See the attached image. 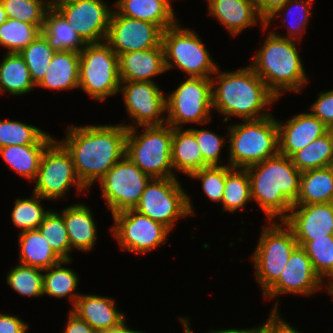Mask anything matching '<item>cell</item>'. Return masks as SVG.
Returning <instances> with one entry per match:
<instances>
[{
  "label": "cell",
  "mask_w": 333,
  "mask_h": 333,
  "mask_svg": "<svg viewBox=\"0 0 333 333\" xmlns=\"http://www.w3.org/2000/svg\"><path fill=\"white\" fill-rule=\"evenodd\" d=\"M329 132H330V134H331V136L333 138V127L329 128Z\"/></svg>",
  "instance_id": "cell-57"
},
{
  "label": "cell",
  "mask_w": 333,
  "mask_h": 333,
  "mask_svg": "<svg viewBox=\"0 0 333 333\" xmlns=\"http://www.w3.org/2000/svg\"><path fill=\"white\" fill-rule=\"evenodd\" d=\"M7 19H8V17H7V13H6V11L4 10L3 4H2V2H1V0H0V25H1L2 23H4Z\"/></svg>",
  "instance_id": "cell-56"
},
{
  "label": "cell",
  "mask_w": 333,
  "mask_h": 333,
  "mask_svg": "<svg viewBox=\"0 0 333 333\" xmlns=\"http://www.w3.org/2000/svg\"><path fill=\"white\" fill-rule=\"evenodd\" d=\"M29 323L20 316L0 312V333H28Z\"/></svg>",
  "instance_id": "cell-49"
},
{
  "label": "cell",
  "mask_w": 333,
  "mask_h": 333,
  "mask_svg": "<svg viewBox=\"0 0 333 333\" xmlns=\"http://www.w3.org/2000/svg\"><path fill=\"white\" fill-rule=\"evenodd\" d=\"M41 196L32 192V195L24 198L18 197L10 213L11 222L19 229V233L27 230L38 229L45 216L50 212L42 202Z\"/></svg>",
  "instance_id": "cell-38"
},
{
  "label": "cell",
  "mask_w": 333,
  "mask_h": 333,
  "mask_svg": "<svg viewBox=\"0 0 333 333\" xmlns=\"http://www.w3.org/2000/svg\"><path fill=\"white\" fill-rule=\"evenodd\" d=\"M41 33L57 51L80 52L86 45L71 24L52 6L45 15L44 26Z\"/></svg>",
  "instance_id": "cell-34"
},
{
  "label": "cell",
  "mask_w": 333,
  "mask_h": 333,
  "mask_svg": "<svg viewBox=\"0 0 333 333\" xmlns=\"http://www.w3.org/2000/svg\"><path fill=\"white\" fill-rule=\"evenodd\" d=\"M205 333H248V328L211 329Z\"/></svg>",
  "instance_id": "cell-52"
},
{
  "label": "cell",
  "mask_w": 333,
  "mask_h": 333,
  "mask_svg": "<svg viewBox=\"0 0 333 333\" xmlns=\"http://www.w3.org/2000/svg\"><path fill=\"white\" fill-rule=\"evenodd\" d=\"M246 169L252 202L262 209L265 221H283L297 200L302 172L280 153Z\"/></svg>",
  "instance_id": "cell-3"
},
{
  "label": "cell",
  "mask_w": 333,
  "mask_h": 333,
  "mask_svg": "<svg viewBox=\"0 0 333 333\" xmlns=\"http://www.w3.org/2000/svg\"><path fill=\"white\" fill-rule=\"evenodd\" d=\"M294 166L301 172L333 165V138L328 131L291 157Z\"/></svg>",
  "instance_id": "cell-37"
},
{
  "label": "cell",
  "mask_w": 333,
  "mask_h": 333,
  "mask_svg": "<svg viewBox=\"0 0 333 333\" xmlns=\"http://www.w3.org/2000/svg\"><path fill=\"white\" fill-rule=\"evenodd\" d=\"M195 136V139L200 147L203 155V160L209 166H224L221 159V151L223 147L228 148V138L215 133L208 128H189ZM227 144V145H225Z\"/></svg>",
  "instance_id": "cell-46"
},
{
  "label": "cell",
  "mask_w": 333,
  "mask_h": 333,
  "mask_svg": "<svg viewBox=\"0 0 333 333\" xmlns=\"http://www.w3.org/2000/svg\"><path fill=\"white\" fill-rule=\"evenodd\" d=\"M44 270L17 263L7 272L6 283L16 294L25 297L43 296Z\"/></svg>",
  "instance_id": "cell-39"
},
{
  "label": "cell",
  "mask_w": 333,
  "mask_h": 333,
  "mask_svg": "<svg viewBox=\"0 0 333 333\" xmlns=\"http://www.w3.org/2000/svg\"><path fill=\"white\" fill-rule=\"evenodd\" d=\"M9 19L44 26L45 15L52 7V0H1Z\"/></svg>",
  "instance_id": "cell-43"
},
{
  "label": "cell",
  "mask_w": 333,
  "mask_h": 333,
  "mask_svg": "<svg viewBox=\"0 0 333 333\" xmlns=\"http://www.w3.org/2000/svg\"><path fill=\"white\" fill-rule=\"evenodd\" d=\"M252 202L251 183L246 168H233L227 165V175L222 196V214L243 212L245 206Z\"/></svg>",
  "instance_id": "cell-35"
},
{
  "label": "cell",
  "mask_w": 333,
  "mask_h": 333,
  "mask_svg": "<svg viewBox=\"0 0 333 333\" xmlns=\"http://www.w3.org/2000/svg\"><path fill=\"white\" fill-rule=\"evenodd\" d=\"M181 25L178 21L163 31L166 71L177 68L184 72L185 77L211 78L218 64L199 34L192 28Z\"/></svg>",
  "instance_id": "cell-7"
},
{
  "label": "cell",
  "mask_w": 333,
  "mask_h": 333,
  "mask_svg": "<svg viewBox=\"0 0 333 333\" xmlns=\"http://www.w3.org/2000/svg\"><path fill=\"white\" fill-rule=\"evenodd\" d=\"M18 234L20 264L45 270L62 260L47 243L46 236L38 229Z\"/></svg>",
  "instance_id": "cell-31"
},
{
  "label": "cell",
  "mask_w": 333,
  "mask_h": 333,
  "mask_svg": "<svg viewBox=\"0 0 333 333\" xmlns=\"http://www.w3.org/2000/svg\"><path fill=\"white\" fill-rule=\"evenodd\" d=\"M157 82L121 81V94L130 123L123 122L127 129L166 124V94Z\"/></svg>",
  "instance_id": "cell-15"
},
{
  "label": "cell",
  "mask_w": 333,
  "mask_h": 333,
  "mask_svg": "<svg viewBox=\"0 0 333 333\" xmlns=\"http://www.w3.org/2000/svg\"><path fill=\"white\" fill-rule=\"evenodd\" d=\"M33 182V193L48 201L67 200L71 188L76 195L88 192L76 174L70 153L56 138L44 150Z\"/></svg>",
  "instance_id": "cell-11"
},
{
  "label": "cell",
  "mask_w": 333,
  "mask_h": 333,
  "mask_svg": "<svg viewBox=\"0 0 333 333\" xmlns=\"http://www.w3.org/2000/svg\"><path fill=\"white\" fill-rule=\"evenodd\" d=\"M58 140L70 153L76 174L90 190L125 155L128 129L119 124L68 125Z\"/></svg>",
  "instance_id": "cell-1"
},
{
  "label": "cell",
  "mask_w": 333,
  "mask_h": 333,
  "mask_svg": "<svg viewBox=\"0 0 333 333\" xmlns=\"http://www.w3.org/2000/svg\"><path fill=\"white\" fill-rule=\"evenodd\" d=\"M255 250L251 253L254 278L265 293L280 277L292 251L298 245L292 230L283 221H264Z\"/></svg>",
  "instance_id": "cell-8"
},
{
  "label": "cell",
  "mask_w": 333,
  "mask_h": 333,
  "mask_svg": "<svg viewBox=\"0 0 333 333\" xmlns=\"http://www.w3.org/2000/svg\"><path fill=\"white\" fill-rule=\"evenodd\" d=\"M55 136L24 121L0 119V148L5 146L50 144Z\"/></svg>",
  "instance_id": "cell-36"
},
{
  "label": "cell",
  "mask_w": 333,
  "mask_h": 333,
  "mask_svg": "<svg viewBox=\"0 0 333 333\" xmlns=\"http://www.w3.org/2000/svg\"><path fill=\"white\" fill-rule=\"evenodd\" d=\"M220 69L218 66L211 77L212 109L225 117V124L233 117L246 121L272 115L269 110L280 99L268 89L249 64L235 71Z\"/></svg>",
  "instance_id": "cell-2"
},
{
  "label": "cell",
  "mask_w": 333,
  "mask_h": 333,
  "mask_svg": "<svg viewBox=\"0 0 333 333\" xmlns=\"http://www.w3.org/2000/svg\"><path fill=\"white\" fill-rule=\"evenodd\" d=\"M74 259L64 260L54 264L48 269L44 270L43 274V296H50V298L64 299L67 297L71 301L73 307L77 298L81 295L77 291L79 289V275L75 270L70 268Z\"/></svg>",
  "instance_id": "cell-29"
},
{
  "label": "cell",
  "mask_w": 333,
  "mask_h": 333,
  "mask_svg": "<svg viewBox=\"0 0 333 333\" xmlns=\"http://www.w3.org/2000/svg\"><path fill=\"white\" fill-rule=\"evenodd\" d=\"M80 53L75 51L55 52L44 78L36 88L53 91L79 88Z\"/></svg>",
  "instance_id": "cell-26"
},
{
  "label": "cell",
  "mask_w": 333,
  "mask_h": 333,
  "mask_svg": "<svg viewBox=\"0 0 333 333\" xmlns=\"http://www.w3.org/2000/svg\"><path fill=\"white\" fill-rule=\"evenodd\" d=\"M209 16L215 18L232 37L256 25L265 26L255 0H206Z\"/></svg>",
  "instance_id": "cell-22"
},
{
  "label": "cell",
  "mask_w": 333,
  "mask_h": 333,
  "mask_svg": "<svg viewBox=\"0 0 333 333\" xmlns=\"http://www.w3.org/2000/svg\"><path fill=\"white\" fill-rule=\"evenodd\" d=\"M69 205L59 210V213L64 218L73 259L74 249L83 253L93 251L98 240V228L90 205L82 202Z\"/></svg>",
  "instance_id": "cell-23"
},
{
  "label": "cell",
  "mask_w": 333,
  "mask_h": 333,
  "mask_svg": "<svg viewBox=\"0 0 333 333\" xmlns=\"http://www.w3.org/2000/svg\"><path fill=\"white\" fill-rule=\"evenodd\" d=\"M63 333H97L87 322L80 319L71 310L68 311Z\"/></svg>",
  "instance_id": "cell-50"
},
{
  "label": "cell",
  "mask_w": 333,
  "mask_h": 333,
  "mask_svg": "<svg viewBox=\"0 0 333 333\" xmlns=\"http://www.w3.org/2000/svg\"><path fill=\"white\" fill-rule=\"evenodd\" d=\"M171 163L176 176L177 172L189 176L209 165L203 160L200 147L194 133L189 128H173L171 143ZM177 171V172H176Z\"/></svg>",
  "instance_id": "cell-27"
},
{
  "label": "cell",
  "mask_w": 333,
  "mask_h": 333,
  "mask_svg": "<svg viewBox=\"0 0 333 333\" xmlns=\"http://www.w3.org/2000/svg\"><path fill=\"white\" fill-rule=\"evenodd\" d=\"M228 160L233 168H247L279 153V129L275 115L228 124Z\"/></svg>",
  "instance_id": "cell-5"
},
{
  "label": "cell",
  "mask_w": 333,
  "mask_h": 333,
  "mask_svg": "<svg viewBox=\"0 0 333 333\" xmlns=\"http://www.w3.org/2000/svg\"><path fill=\"white\" fill-rule=\"evenodd\" d=\"M163 29L151 22L112 12L105 42L119 56L162 46Z\"/></svg>",
  "instance_id": "cell-18"
},
{
  "label": "cell",
  "mask_w": 333,
  "mask_h": 333,
  "mask_svg": "<svg viewBox=\"0 0 333 333\" xmlns=\"http://www.w3.org/2000/svg\"><path fill=\"white\" fill-rule=\"evenodd\" d=\"M151 179L124 155L97 184L100 197L113 215L134 209Z\"/></svg>",
  "instance_id": "cell-14"
},
{
  "label": "cell",
  "mask_w": 333,
  "mask_h": 333,
  "mask_svg": "<svg viewBox=\"0 0 333 333\" xmlns=\"http://www.w3.org/2000/svg\"><path fill=\"white\" fill-rule=\"evenodd\" d=\"M187 192L179 178H152L134 209L173 232L177 220L196 215Z\"/></svg>",
  "instance_id": "cell-10"
},
{
  "label": "cell",
  "mask_w": 333,
  "mask_h": 333,
  "mask_svg": "<svg viewBox=\"0 0 333 333\" xmlns=\"http://www.w3.org/2000/svg\"><path fill=\"white\" fill-rule=\"evenodd\" d=\"M110 236L115 238L117 246L123 252L143 254L163 247L167 243L171 230L160 222L139 213L135 209H127L112 215Z\"/></svg>",
  "instance_id": "cell-13"
},
{
  "label": "cell",
  "mask_w": 333,
  "mask_h": 333,
  "mask_svg": "<svg viewBox=\"0 0 333 333\" xmlns=\"http://www.w3.org/2000/svg\"><path fill=\"white\" fill-rule=\"evenodd\" d=\"M115 302V298L109 296L82 293L70 310L97 333H108L121 329L128 320Z\"/></svg>",
  "instance_id": "cell-20"
},
{
  "label": "cell",
  "mask_w": 333,
  "mask_h": 333,
  "mask_svg": "<svg viewBox=\"0 0 333 333\" xmlns=\"http://www.w3.org/2000/svg\"><path fill=\"white\" fill-rule=\"evenodd\" d=\"M259 27L267 35L249 65L278 99L285 92H303L310 78L298 50L301 42L279 37L266 26Z\"/></svg>",
  "instance_id": "cell-4"
},
{
  "label": "cell",
  "mask_w": 333,
  "mask_h": 333,
  "mask_svg": "<svg viewBox=\"0 0 333 333\" xmlns=\"http://www.w3.org/2000/svg\"><path fill=\"white\" fill-rule=\"evenodd\" d=\"M36 88L23 57L5 52L0 61V94L25 96Z\"/></svg>",
  "instance_id": "cell-30"
},
{
  "label": "cell",
  "mask_w": 333,
  "mask_h": 333,
  "mask_svg": "<svg viewBox=\"0 0 333 333\" xmlns=\"http://www.w3.org/2000/svg\"><path fill=\"white\" fill-rule=\"evenodd\" d=\"M315 273L329 287L333 283V235L314 238L303 246Z\"/></svg>",
  "instance_id": "cell-41"
},
{
  "label": "cell",
  "mask_w": 333,
  "mask_h": 333,
  "mask_svg": "<svg viewBox=\"0 0 333 333\" xmlns=\"http://www.w3.org/2000/svg\"><path fill=\"white\" fill-rule=\"evenodd\" d=\"M178 319H179V321L181 323V326L183 328V333H193L192 327L190 326L191 323H189V322H191L189 316H185V317H181V316L179 317L178 316Z\"/></svg>",
  "instance_id": "cell-53"
},
{
  "label": "cell",
  "mask_w": 333,
  "mask_h": 333,
  "mask_svg": "<svg viewBox=\"0 0 333 333\" xmlns=\"http://www.w3.org/2000/svg\"><path fill=\"white\" fill-rule=\"evenodd\" d=\"M248 333H272L263 323L257 324L255 327H249Z\"/></svg>",
  "instance_id": "cell-54"
},
{
  "label": "cell",
  "mask_w": 333,
  "mask_h": 333,
  "mask_svg": "<svg viewBox=\"0 0 333 333\" xmlns=\"http://www.w3.org/2000/svg\"><path fill=\"white\" fill-rule=\"evenodd\" d=\"M55 52L42 33L19 52L28 67L35 86L44 78Z\"/></svg>",
  "instance_id": "cell-40"
},
{
  "label": "cell",
  "mask_w": 333,
  "mask_h": 333,
  "mask_svg": "<svg viewBox=\"0 0 333 333\" xmlns=\"http://www.w3.org/2000/svg\"><path fill=\"white\" fill-rule=\"evenodd\" d=\"M48 145L5 146L0 148V157L10 170L32 183L37 176L42 154Z\"/></svg>",
  "instance_id": "cell-33"
},
{
  "label": "cell",
  "mask_w": 333,
  "mask_h": 333,
  "mask_svg": "<svg viewBox=\"0 0 333 333\" xmlns=\"http://www.w3.org/2000/svg\"><path fill=\"white\" fill-rule=\"evenodd\" d=\"M333 202V165L303 171L300 190L293 205Z\"/></svg>",
  "instance_id": "cell-32"
},
{
  "label": "cell",
  "mask_w": 333,
  "mask_h": 333,
  "mask_svg": "<svg viewBox=\"0 0 333 333\" xmlns=\"http://www.w3.org/2000/svg\"><path fill=\"white\" fill-rule=\"evenodd\" d=\"M227 165L208 166L193 172L189 177L201 182L202 193L213 203L221 204L224 193Z\"/></svg>",
  "instance_id": "cell-45"
},
{
  "label": "cell",
  "mask_w": 333,
  "mask_h": 333,
  "mask_svg": "<svg viewBox=\"0 0 333 333\" xmlns=\"http://www.w3.org/2000/svg\"><path fill=\"white\" fill-rule=\"evenodd\" d=\"M263 324L272 332V333H301L302 331L298 330L293 324L287 322L280 313L279 310H270ZM291 324V325H290Z\"/></svg>",
  "instance_id": "cell-48"
},
{
  "label": "cell",
  "mask_w": 333,
  "mask_h": 333,
  "mask_svg": "<svg viewBox=\"0 0 333 333\" xmlns=\"http://www.w3.org/2000/svg\"><path fill=\"white\" fill-rule=\"evenodd\" d=\"M283 222L299 246L314 238H326L333 235V202L293 205Z\"/></svg>",
  "instance_id": "cell-19"
},
{
  "label": "cell",
  "mask_w": 333,
  "mask_h": 333,
  "mask_svg": "<svg viewBox=\"0 0 333 333\" xmlns=\"http://www.w3.org/2000/svg\"><path fill=\"white\" fill-rule=\"evenodd\" d=\"M40 33L36 25L8 18L0 25V46L6 50L4 52L19 53Z\"/></svg>",
  "instance_id": "cell-42"
},
{
  "label": "cell",
  "mask_w": 333,
  "mask_h": 333,
  "mask_svg": "<svg viewBox=\"0 0 333 333\" xmlns=\"http://www.w3.org/2000/svg\"><path fill=\"white\" fill-rule=\"evenodd\" d=\"M173 0H116L114 9L123 16L151 22L163 30L178 22ZM176 1V0H175Z\"/></svg>",
  "instance_id": "cell-25"
},
{
  "label": "cell",
  "mask_w": 333,
  "mask_h": 333,
  "mask_svg": "<svg viewBox=\"0 0 333 333\" xmlns=\"http://www.w3.org/2000/svg\"><path fill=\"white\" fill-rule=\"evenodd\" d=\"M288 0H255L258 15L266 22Z\"/></svg>",
  "instance_id": "cell-51"
},
{
  "label": "cell",
  "mask_w": 333,
  "mask_h": 333,
  "mask_svg": "<svg viewBox=\"0 0 333 333\" xmlns=\"http://www.w3.org/2000/svg\"><path fill=\"white\" fill-rule=\"evenodd\" d=\"M118 58L120 81L156 82V76L167 72L163 46L123 53Z\"/></svg>",
  "instance_id": "cell-24"
},
{
  "label": "cell",
  "mask_w": 333,
  "mask_h": 333,
  "mask_svg": "<svg viewBox=\"0 0 333 333\" xmlns=\"http://www.w3.org/2000/svg\"><path fill=\"white\" fill-rule=\"evenodd\" d=\"M38 230L46 236L47 243L61 259H71L70 241L64 218L59 211L51 209L39 225Z\"/></svg>",
  "instance_id": "cell-44"
},
{
  "label": "cell",
  "mask_w": 333,
  "mask_h": 333,
  "mask_svg": "<svg viewBox=\"0 0 333 333\" xmlns=\"http://www.w3.org/2000/svg\"><path fill=\"white\" fill-rule=\"evenodd\" d=\"M313 2L315 0H288L281 8H279L265 22L267 28L272 24L276 25L274 20L281 21V27L284 26L288 30L286 35L279 34L274 29L270 30L275 35L301 42V37L307 33V25L313 13ZM277 18V20H276ZM290 18V19H289ZM274 22V23H273Z\"/></svg>",
  "instance_id": "cell-28"
},
{
  "label": "cell",
  "mask_w": 333,
  "mask_h": 333,
  "mask_svg": "<svg viewBox=\"0 0 333 333\" xmlns=\"http://www.w3.org/2000/svg\"><path fill=\"white\" fill-rule=\"evenodd\" d=\"M309 111L328 128L333 127V89L318 92L316 100L309 105Z\"/></svg>",
  "instance_id": "cell-47"
},
{
  "label": "cell",
  "mask_w": 333,
  "mask_h": 333,
  "mask_svg": "<svg viewBox=\"0 0 333 333\" xmlns=\"http://www.w3.org/2000/svg\"><path fill=\"white\" fill-rule=\"evenodd\" d=\"M325 285V286H324ZM324 290L328 293V286L315 273L312 262L302 246L297 245L291 253L279 279L264 293L263 299L273 300L271 310H279L282 294H293L309 297ZM276 300V301H275Z\"/></svg>",
  "instance_id": "cell-17"
},
{
  "label": "cell",
  "mask_w": 333,
  "mask_h": 333,
  "mask_svg": "<svg viewBox=\"0 0 333 333\" xmlns=\"http://www.w3.org/2000/svg\"><path fill=\"white\" fill-rule=\"evenodd\" d=\"M139 128L128 129L125 155L151 178H178L171 163L173 128L168 124Z\"/></svg>",
  "instance_id": "cell-6"
},
{
  "label": "cell",
  "mask_w": 333,
  "mask_h": 333,
  "mask_svg": "<svg viewBox=\"0 0 333 333\" xmlns=\"http://www.w3.org/2000/svg\"><path fill=\"white\" fill-rule=\"evenodd\" d=\"M292 116L284 122L276 118L279 129V153L287 157H291L329 131V128L310 111Z\"/></svg>",
  "instance_id": "cell-21"
},
{
  "label": "cell",
  "mask_w": 333,
  "mask_h": 333,
  "mask_svg": "<svg viewBox=\"0 0 333 333\" xmlns=\"http://www.w3.org/2000/svg\"><path fill=\"white\" fill-rule=\"evenodd\" d=\"M80 53L79 90L94 101L118 95L119 58L105 42L86 44Z\"/></svg>",
  "instance_id": "cell-9"
},
{
  "label": "cell",
  "mask_w": 333,
  "mask_h": 333,
  "mask_svg": "<svg viewBox=\"0 0 333 333\" xmlns=\"http://www.w3.org/2000/svg\"><path fill=\"white\" fill-rule=\"evenodd\" d=\"M52 6L85 44L105 41L114 5L104 0H52Z\"/></svg>",
  "instance_id": "cell-16"
},
{
  "label": "cell",
  "mask_w": 333,
  "mask_h": 333,
  "mask_svg": "<svg viewBox=\"0 0 333 333\" xmlns=\"http://www.w3.org/2000/svg\"><path fill=\"white\" fill-rule=\"evenodd\" d=\"M108 333H145V331L131 329L126 323L121 329L116 331H110Z\"/></svg>",
  "instance_id": "cell-55"
},
{
  "label": "cell",
  "mask_w": 333,
  "mask_h": 333,
  "mask_svg": "<svg viewBox=\"0 0 333 333\" xmlns=\"http://www.w3.org/2000/svg\"><path fill=\"white\" fill-rule=\"evenodd\" d=\"M212 111L211 78L186 77L166 95V124L172 128L203 126L212 121Z\"/></svg>",
  "instance_id": "cell-12"
}]
</instances>
